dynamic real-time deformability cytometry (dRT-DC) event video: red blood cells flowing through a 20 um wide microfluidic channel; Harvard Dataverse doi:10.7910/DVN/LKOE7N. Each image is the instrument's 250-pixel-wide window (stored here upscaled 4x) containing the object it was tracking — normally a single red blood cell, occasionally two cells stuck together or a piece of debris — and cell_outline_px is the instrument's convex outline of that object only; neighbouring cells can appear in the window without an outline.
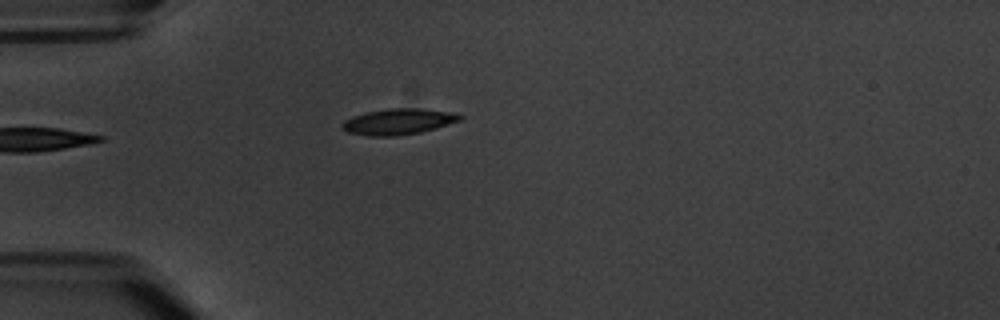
{"species": "common noctule bat (a hibernating species)", "species_latin": "Nyctalus noctula", "temperature_condition": "warm", "stored_images_in_passage": 5, "camera_frame_rate_fps": 3000, "um_per_image_px": 0.085, "animal": {"sex": "male", "body_mass_g": 20.1, "forearm_length_mm": 53.5}, "frame": {"image": 1, "passage_image": 3, "time_ms": 2.333, "image_size_px": [1000, 320], "cell_outline_px": [[464, 116], [460, 120], [436, 128], [420, 132], [396, 136], [368, 136], [348, 132], [340, 124], [344, 120], [352, 116], [364, 112], [388, 108], [416, 108], [456, 112]], "centroid_in_image_um": [33.86, 10.32], "position_along_channel_um": 51.1, "area_um2": 17.92}}